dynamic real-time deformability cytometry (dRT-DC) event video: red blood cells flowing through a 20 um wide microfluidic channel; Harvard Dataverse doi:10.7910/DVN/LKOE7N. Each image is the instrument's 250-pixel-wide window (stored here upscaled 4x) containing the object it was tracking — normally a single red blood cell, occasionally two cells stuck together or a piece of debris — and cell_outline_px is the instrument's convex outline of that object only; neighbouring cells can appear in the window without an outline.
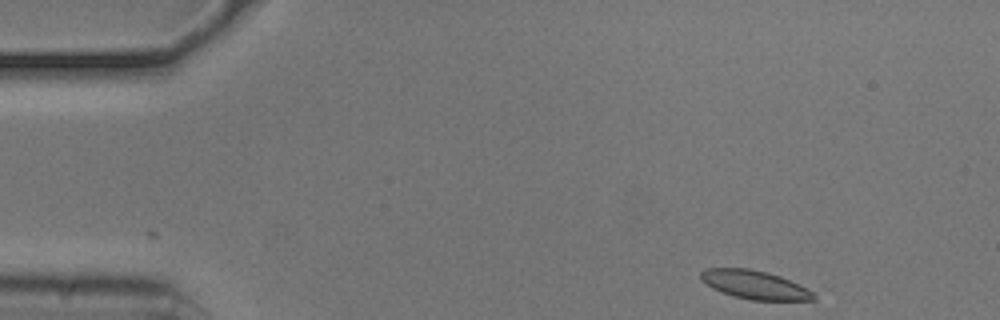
{"species": "common noctule bat (a hibernating species)", "species_latin": "Nyctalus noctula", "temperature_condition": "cold", "stored_images_in_passage": 49, "camera_frame_rate_fps": 3000, "um_per_image_px": 0.085, "animal": {"sex": "male", "body_mass_g": 20.5, "forearm_length_mm": 52.5}, "frame": {"image": 1, "passage_image": 1, "time_ms": 0.0, "image_size_px": [1000, 320], "cell_outline_px": [[816, 300], [752, 300], [732, 296], [712, 288], [700, 280], [700, 272], [704, 268], [748, 268], [768, 272], [780, 276], [800, 284], [812, 292], [816, 296]], "centroid_in_image_um": [64.12, 24.2], "position_along_channel_um": 20.9, "area_um2": 18.9}}
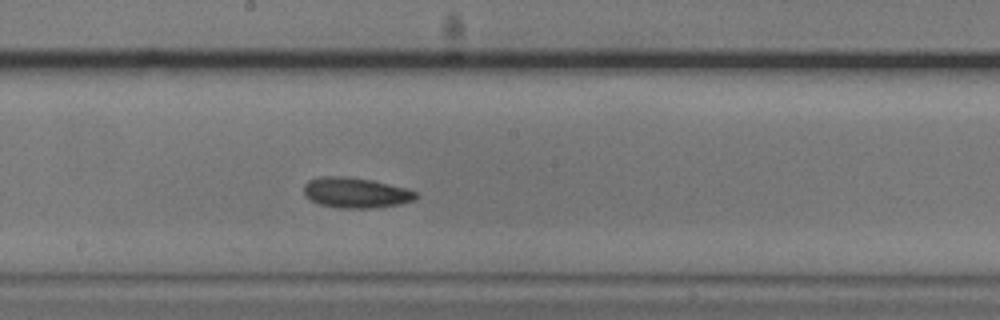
{"frame": {"image": 2, "passage_image": 24, "time_ms": 7.667, "image_size_px": [1000, 320], "cell_outline_px": [[416, 200], [400, 204], [372, 208], [336, 208], [320, 204], [312, 200], [304, 192], [304, 184], [308, 180], [320, 176], [340, 176], [372, 180], [408, 188], [416, 192]], "centroid_in_image_um": [30.26, 16.38], "position_along_channel_um": 217.9, "area_um2": 19.83}}
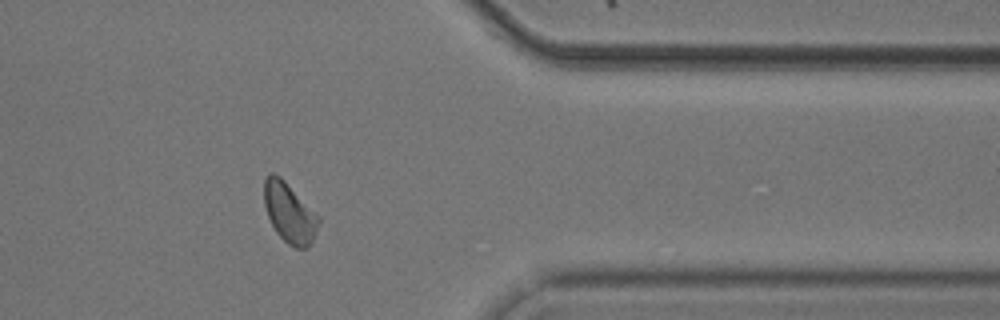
{"frame": {"image": 3, "passage_image": 39, "time_ms": 12.667, "image_size_px": [1000, 320], "cell_outline_px": [[320, 224], [312, 240], [304, 248], [296, 248], [288, 244], [276, 232], [268, 216], [264, 204], [264, 180], [272, 172], [280, 176], [320, 216]], "centroid_in_image_um": [24.61, 18.07], "position_along_channel_um": 386.8, "area_um2": 18.84}, "authors_computed_cell_mechanics": {"area_um2": 19.1896, "velocity_mm_per_s": 3.6791, "shape_relaxation_time_tau1_ms": 1.7888, "shape_relaxation_time_tau2_ms": 2.8787, "deformation_change_tau1": 0.0787, "deformation_change_tau2": 0.0813}}